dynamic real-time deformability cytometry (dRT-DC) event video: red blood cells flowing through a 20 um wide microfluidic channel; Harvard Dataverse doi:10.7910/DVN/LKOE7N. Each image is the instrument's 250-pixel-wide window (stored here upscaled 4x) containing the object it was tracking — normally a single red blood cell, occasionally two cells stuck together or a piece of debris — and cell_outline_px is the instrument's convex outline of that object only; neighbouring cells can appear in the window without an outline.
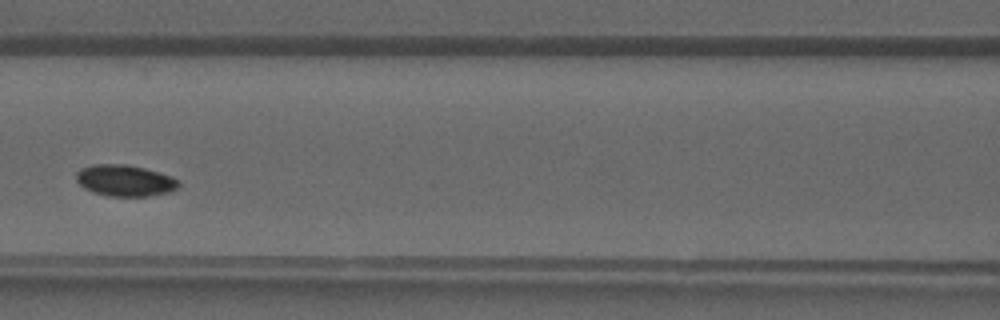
{"species": "common noctule bat (a hibernating species)", "species_latin": "Nyctalus noctula", "temperature_condition": "warm", "stored_images_in_passage": 30, "camera_frame_rate_fps": 3000, "um_per_image_px": 0.085, "animal": {"sex": "male", "forearm_length_mm": 52.5}, "frame": {"image": 1, "passage_image": 8, "time_ms": 2.333, "image_size_px": [1000, 320], "cell_outline_px": [[180, 184], [176, 188], [168, 192], [148, 196], [108, 196], [92, 192], [84, 188], [76, 180], [76, 172], [80, 168], [92, 164], [128, 164], [160, 172], [172, 176]], "centroid_in_image_um": [10.58, 15.33], "position_along_channel_um": 156.0, "area_um2": 18.79}}
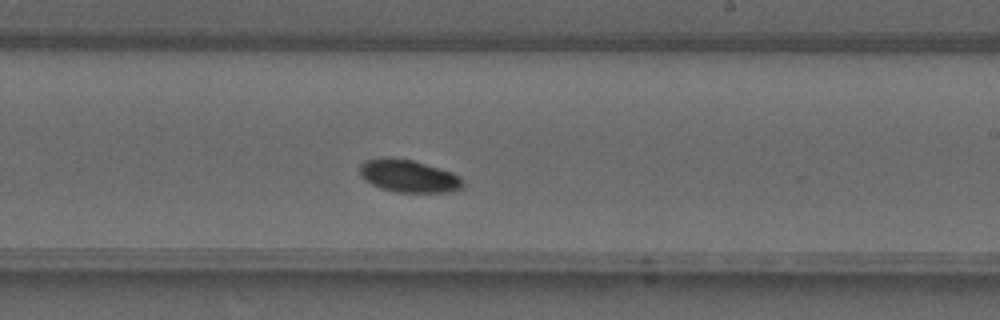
{"frame": {"image": 2, "passage_image": 14, "time_ms": 4.333, "image_size_px": [1000, 320], "cell_outline_px": [[464, 184], [460, 188], [452, 192], [396, 192], [380, 188], [372, 184], [360, 176], [360, 164], [364, 160], [412, 160], [452, 172], [460, 176], [464, 180]], "centroid_in_image_um": [34.79, 15.01], "position_along_channel_um": 254.2, "area_um2": 19.02}}
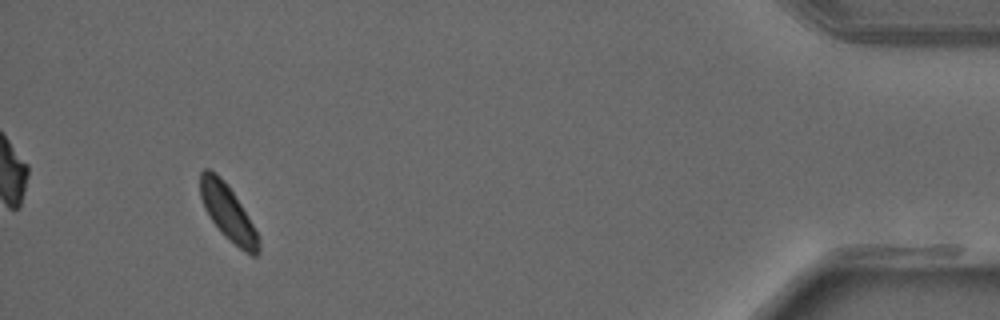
{"frame": {"image": 3, "passage_image": 28, "time_ms": 9.0, "image_size_px": [1000, 320], "cell_outline_px": [[260, 252], [256, 256], [252, 256], [244, 252], [228, 240], [220, 232], [204, 208], [200, 196], [200, 172], [204, 168], [208, 168], [216, 172], [228, 184], [252, 224], [260, 240]], "centroid_in_image_um": [19.36, 18.08], "position_along_channel_um": 415.8, "area_um2": 18.96}}